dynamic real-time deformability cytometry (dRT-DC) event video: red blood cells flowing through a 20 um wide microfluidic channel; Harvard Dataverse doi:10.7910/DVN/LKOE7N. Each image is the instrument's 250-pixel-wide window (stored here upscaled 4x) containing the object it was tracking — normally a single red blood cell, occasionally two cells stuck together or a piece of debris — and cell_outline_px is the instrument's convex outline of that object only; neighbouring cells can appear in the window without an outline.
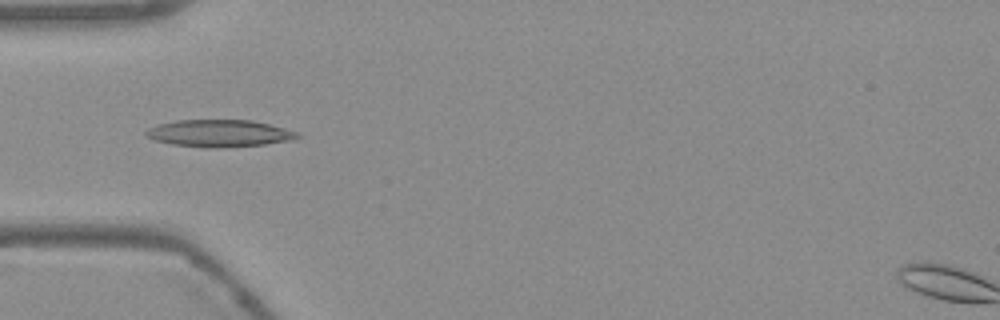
{"species": "Egyptian fruit bat (a non-hibernating species)", "species_latin": "Rousettus aegyptiacus", "temperature_condition": "warm", "stored_images_in_passage": 49, "camera_frame_rate_fps": 3000, "um_per_image_px": 0.085, "frame": {"image": 1, "passage_image": 12, "time_ms": 3.667, "image_size_px": [1000, 320], "cell_outline_px": [[300, 136], [288, 140], [264, 144], [224, 148], [204, 148], [172, 144], [156, 140], [144, 136], [144, 132], [148, 128], [156, 124], [176, 120], [252, 120], [284, 128], [296, 132]], "centroid_in_image_um": [18.55, 11.33], "position_along_channel_um": 66.4, "area_um2": 23.93}}
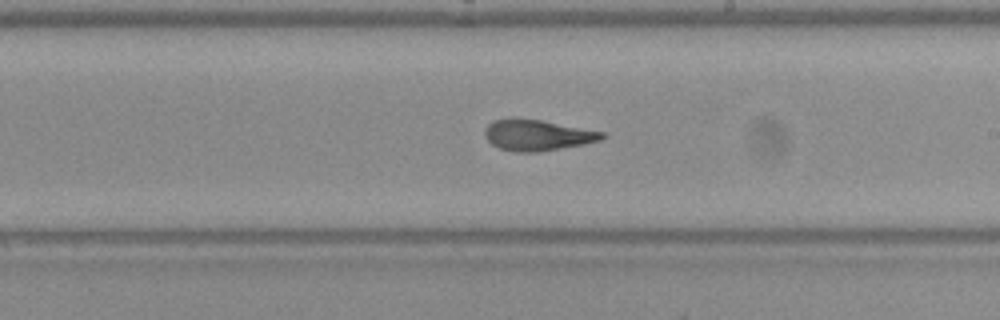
{"frame": {"image": 2, "passage_image": 26, "time_ms": 8.333, "image_size_px": [1000, 320], "cell_outline_px": [[608, 136], [600, 140], [584, 144], [536, 152], [516, 152], [500, 148], [492, 144], [484, 136], [484, 128], [492, 120], [508, 116], [540, 120], [604, 132]], "centroid_in_image_um": [45.62, 11.46], "position_along_channel_um": 243.4, "area_um2": 21.33}}
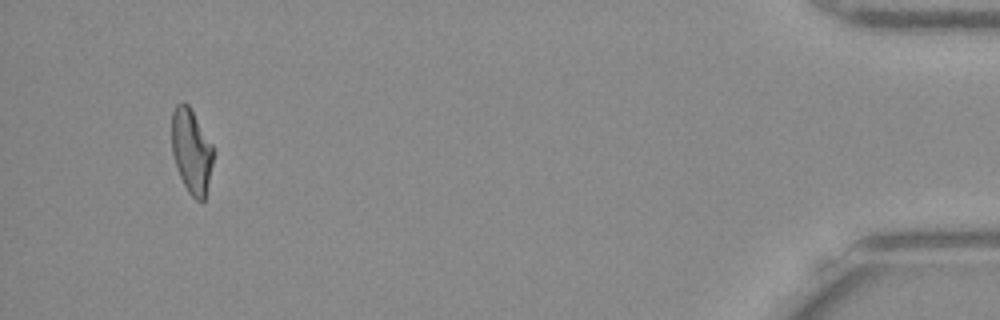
{"frame": {"image": 3, "passage_image": 46, "time_ms": 15.0, "image_size_px": [1000, 320], "cell_outline_px": [[212, 164], [204, 200], [200, 204], [188, 192], [180, 176], [172, 152], [172, 112], [176, 104], [184, 100], [188, 104], [212, 144]], "centroid_in_image_um": [16.25, 12.82], "position_along_channel_um": 418.9, "area_um2": 20.17}, "authors_computed_cell_mechanics": {"area_um2": 21.3282, "velocity_mm_per_s": 3.7776, "shape_relaxation_time_tau1_ms": null, "shape_relaxation_time_tau2_ms": 1.9994, "deformation_change_tau1": null, "deformation_change_tau2": 0.0961}}